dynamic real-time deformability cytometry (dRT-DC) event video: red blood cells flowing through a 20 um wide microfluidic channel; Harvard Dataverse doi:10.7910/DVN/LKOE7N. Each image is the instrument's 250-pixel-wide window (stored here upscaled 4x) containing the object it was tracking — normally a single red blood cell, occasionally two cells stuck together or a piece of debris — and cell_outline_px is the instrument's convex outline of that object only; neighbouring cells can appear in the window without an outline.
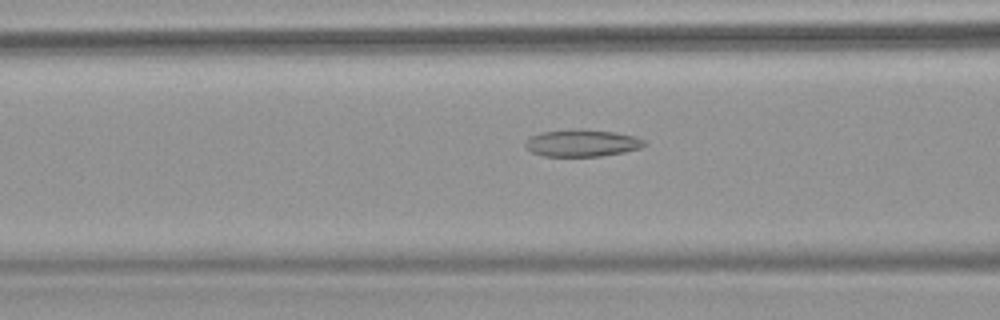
{"species": "common noctule bat (a hibernating species)", "species_latin": "Nyctalus noctula", "temperature_condition": "warm", "stored_images_in_passage": 64, "camera_frame_rate_fps": 3000, "um_per_image_px": 0.085, "animal": {"sex": "female", "body_mass_g": 18.4}, "frame": {"image": 1, "passage_image": 28, "time_ms": 9.0, "image_size_px": [1000, 320], "cell_outline_px": [[644, 144], [636, 148], [620, 152], [596, 156], [548, 156], [536, 152], [528, 148], [536, 136], [548, 132], [608, 132], [628, 136]], "centroid_in_image_um": [49.48, 12.22], "position_along_channel_um": 117.1, "area_um2": 16.01}}
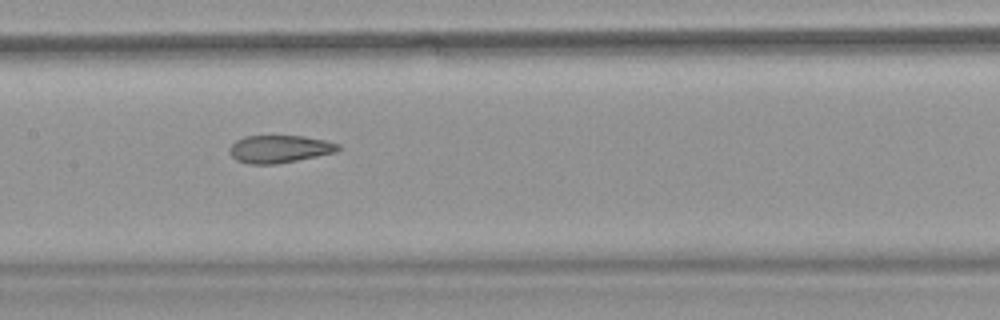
{"frame": {"image": 2, "passage_image": 34, "time_ms": 11.0, "image_size_px": [1000, 320], "cell_outline_px": [[340, 148], [332, 152], [292, 160], [268, 164], [256, 164], [240, 160], [232, 152], [232, 144], [248, 136], [300, 136], [320, 140], [336, 144]], "centroid_in_image_um": [23.75, 12.64], "position_along_channel_um": 183.7, "area_um2": 15.95}}
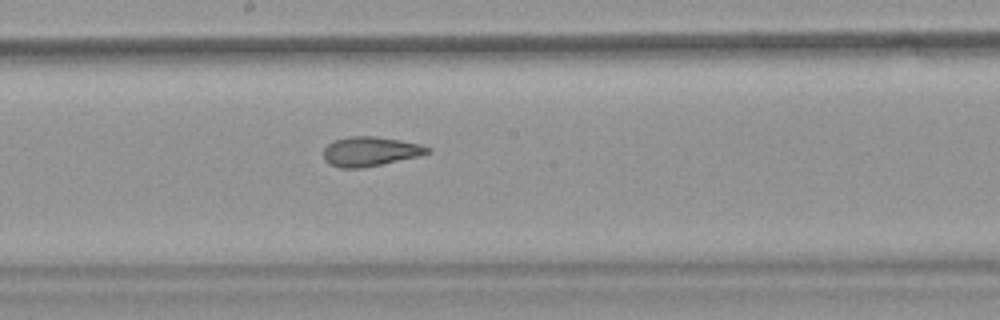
{"frame": {"image": 3, "passage_image": 37, "time_ms": 12.0, "image_size_px": [1000, 320], "cell_outline_px": [[428, 152], [380, 164], [352, 168], [348, 168], [332, 164], [324, 156], [324, 148], [328, 144], [336, 140], [360, 136], [368, 136], [396, 140], [416, 144], [428, 148]], "centroid_in_image_um": [31.38, 12.86], "position_along_channel_um": 216.8, "area_um2": 16.36}}